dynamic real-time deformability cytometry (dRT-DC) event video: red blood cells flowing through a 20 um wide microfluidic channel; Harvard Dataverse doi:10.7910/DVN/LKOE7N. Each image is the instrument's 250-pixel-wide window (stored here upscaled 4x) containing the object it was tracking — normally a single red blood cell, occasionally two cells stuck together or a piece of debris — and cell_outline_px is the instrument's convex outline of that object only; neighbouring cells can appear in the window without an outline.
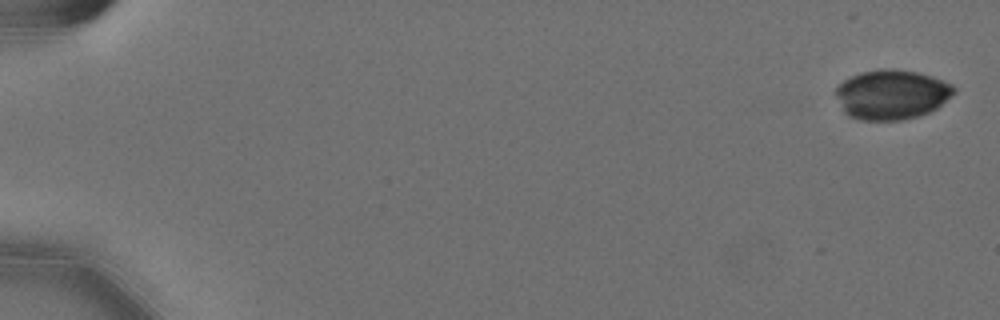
{"species": "Egyptian fruit bat (a non-hibernating species)", "species_latin": "Rousettus aegyptiacus", "temperature_condition": "cold", "stored_images_in_passage": 49, "camera_frame_rate_fps": 3000, "um_per_image_px": 0.085, "animal": {"sex": "female"}, "frame": {"image": 1, "passage_image": 1, "time_ms": 0.0, "image_size_px": [1000, 320], "cell_outline_px": [[956, 92], [936, 108], [920, 116], [900, 120], [860, 120], [848, 116], [844, 112], [836, 96], [836, 88], [844, 80], [860, 72], [880, 68], [896, 68], [916, 72], [932, 76], [944, 80], [952, 84], [956, 88]], "centroid_in_image_um": [75.8, 8.02], "position_along_channel_um": 9.2, "area_um2": 34.39}}
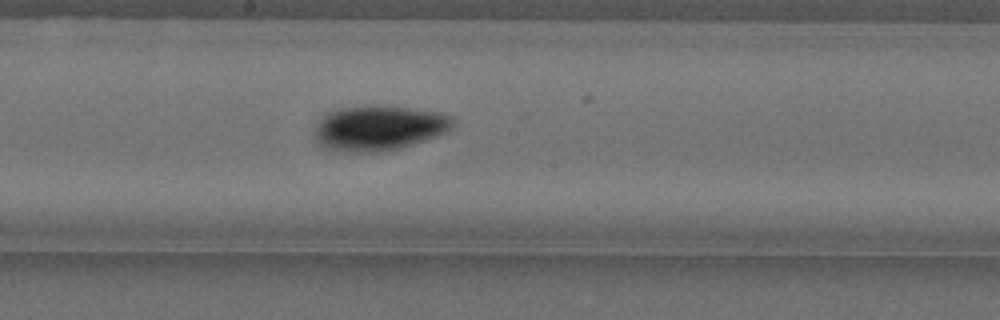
{"frame": {"image": 2, "passage_image": 32, "time_ms": 10.333, "image_size_px": [1000, 320], "cell_outline_px": [[456, 120], [444, 132], [436, 136], [400, 148], [376, 152], [348, 152], [320, 148], [316, 144], [316, 124], [320, 116], [324, 112], [340, 108], [376, 104], [440, 112], [456, 116]], "centroid_in_image_um": [32.14, 10.86], "position_along_channel_um": 216.1, "area_um2": 36.76}}
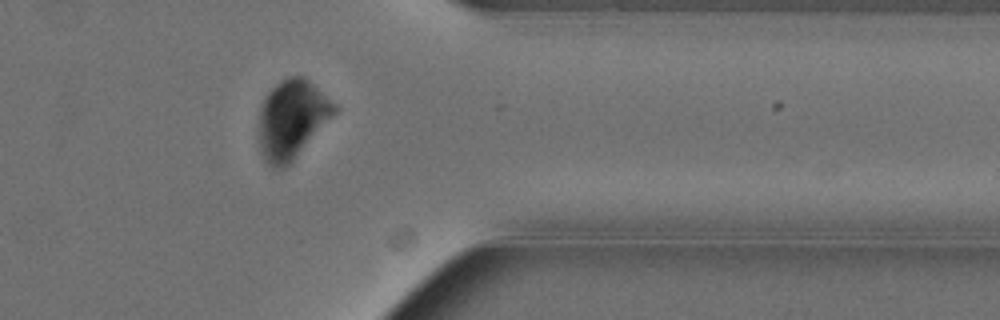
{"frame": {"image": 3, "passage_image": 47, "time_ms": 15.333, "image_size_px": [1000, 320], "cell_outline_px": [[340, 108], [292, 160], [284, 168], [272, 168], [264, 160], [260, 152], [260, 108], [264, 96], [280, 80], [288, 76], [304, 76], [336, 104]], "centroid_in_image_um": [24.8, 10.1], "position_along_channel_um": 386.6, "area_um2": 34.22}}